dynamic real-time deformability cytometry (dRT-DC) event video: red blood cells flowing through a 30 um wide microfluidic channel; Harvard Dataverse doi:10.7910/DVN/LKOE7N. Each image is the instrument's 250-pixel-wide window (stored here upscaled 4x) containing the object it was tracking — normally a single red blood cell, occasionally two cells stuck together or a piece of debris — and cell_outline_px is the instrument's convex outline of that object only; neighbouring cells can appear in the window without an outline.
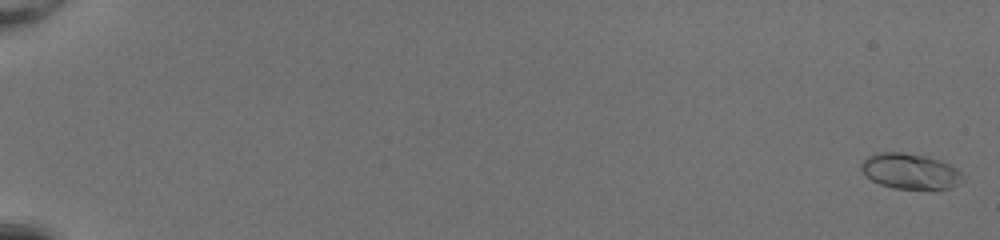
{"species": "common noctule bat (a hibernating species)", "species_latin": "Nyctalus noctula", "temperature_condition": "room temperature", "stored_images_in_passage": 54, "camera_frame_rate_fps": 3000, "um_per_image_px": 0.085, "animal": {"sex": "female", "body_mass_g": 20.0, "forearm_length_mm": 54.0}, "frame": {"image": 1, "passage_image": 2, "time_ms": 0.333, "image_size_px": [1000, 240], "cell_outline_px": [[964, 176], [952, 188], [892, 188], [880, 184], [872, 180], [860, 168], [860, 164], [868, 156], [876, 152], [904, 152], [928, 156], [940, 160], [956, 168]], "centroid_in_image_um": [77.34, 14.53], "position_along_channel_um": 7.7, "area_um2": 20.81}}
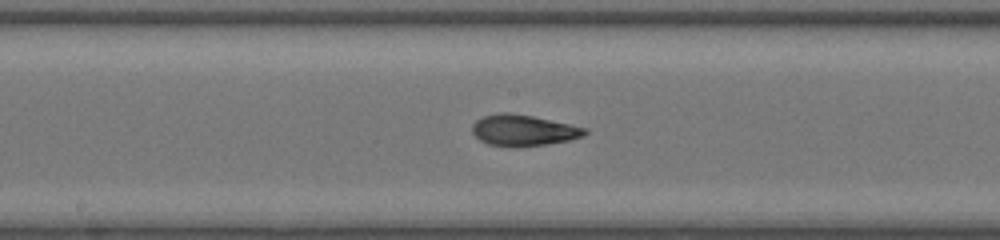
{"frame": {"image": 2, "passage_image": 32, "time_ms": 10.333, "image_size_px": [1000, 240], "cell_outline_px": [[588, 132], [584, 136], [568, 140], [548, 144], [488, 144], [480, 140], [472, 132], [472, 124], [476, 120], [484, 116], [500, 112], [508, 112], [532, 116], [588, 128]], "centroid_in_image_um": [44.51, 11.03], "position_along_channel_um": 203.7, "area_um2": 19.71}}
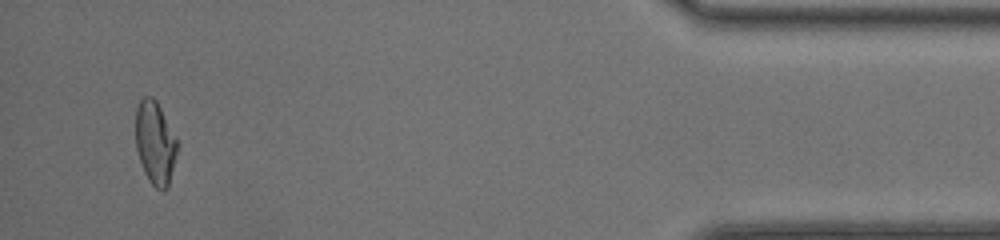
{"frame": {"image": 3, "passage_image": 52, "time_ms": 17.0, "image_size_px": [1000, 240], "cell_outline_px": [[180, 144], [168, 188], [156, 188], [148, 180], [144, 172], [136, 148], [136, 108], [140, 100], [144, 96], [152, 96], [156, 100], [176, 136]], "centroid_in_image_um": [13.21, 12.13], "position_along_channel_um": 422.0, "area_um2": 20.35}, "authors_computed_cell_mechanics": {"area_um2": 20.3745, "velocity_mm_per_s": 4.1863, "shape_relaxation_time_tau1_ms": 7.0908, "shape_relaxation_time_tau2_ms": 1.0993, "deformation_change_tau1": 0.2584, "deformation_change_tau2": 0.0673}}